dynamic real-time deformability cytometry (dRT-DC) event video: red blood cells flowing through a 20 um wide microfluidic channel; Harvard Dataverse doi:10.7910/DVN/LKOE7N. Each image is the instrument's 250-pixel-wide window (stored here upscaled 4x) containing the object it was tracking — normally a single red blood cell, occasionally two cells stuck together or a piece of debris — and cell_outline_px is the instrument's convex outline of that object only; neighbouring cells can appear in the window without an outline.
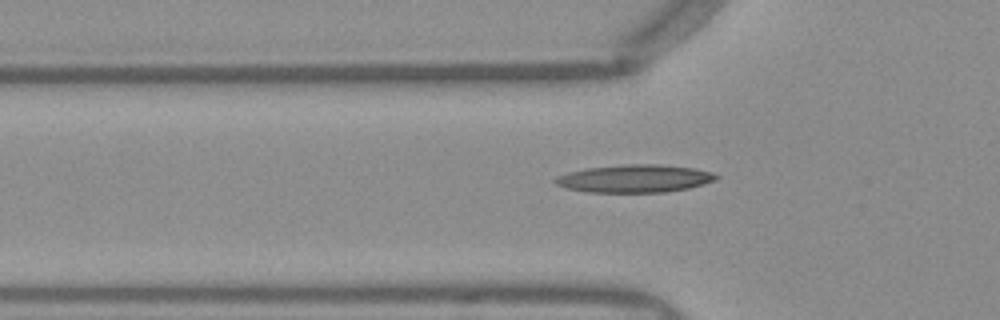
{"species": "Egyptian fruit bat (a non-hibernating species)", "species_latin": "Rousettus aegyptiacus", "temperature_condition": "warm", "stored_images_in_passage": 35, "camera_frame_rate_fps": 3000, "um_per_image_px": 0.085, "frame": {"image": 1, "passage_image": 5, "time_ms": 1.333, "image_size_px": [1000, 320], "cell_outline_px": [[720, 176], [716, 180], [704, 184], [688, 188], [664, 192], [588, 192], [568, 188], [556, 184], [552, 180], [556, 176], [568, 172], [588, 168], [624, 164], [660, 164], [692, 168], [712, 172]], "centroid_in_image_um": [53.95, 15.17], "position_along_channel_um": 71.8, "area_um2": 26.01}}
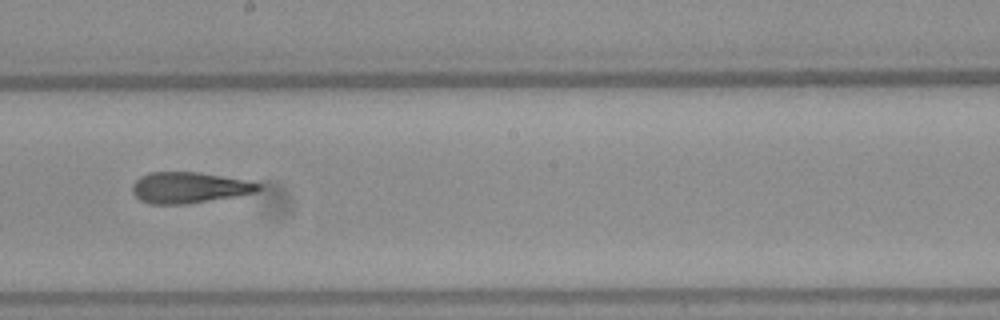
{"frame": {"image": 2, "passage_image": 17, "time_ms": 5.333, "image_size_px": [1000, 320], "cell_outline_px": [[264, 188], [256, 192], [236, 196], [188, 204], [148, 204], [140, 200], [132, 192], [132, 184], [140, 176], [148, 172], [200, 172], [244, 180], [260, 184]], "centroid_in_image_um": [16.05, 15.95], "position_along_channel_um": 232.1, "area_um2": 22.89}}
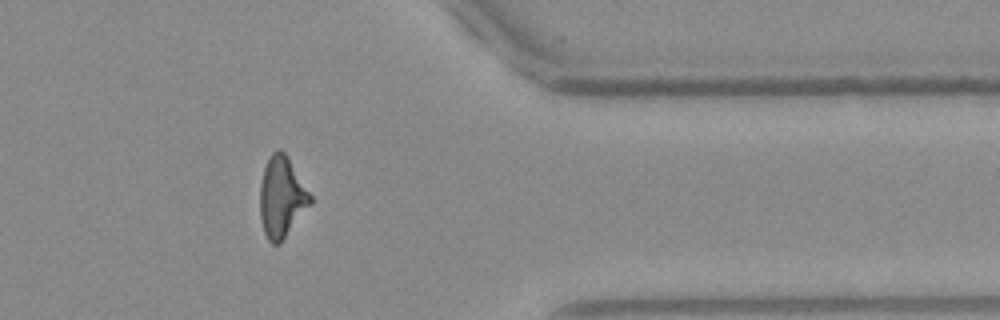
{"frame": {"image": 3, "passage_image": 30, "time_ms": 9.667, "image_size_px": [1000, 320], "cell_outline_px": [[312, 204], [280, 244], [272, 244], [268, 240], [264, 232], [260, 220], [260, 184], [264, 168], [272, 152], [276, 148], [280, 148], [288, 156], [312, 196]], "centroid_in_image_um": [23.95, 16.76], "position_along_channel_um": 387.4, "area_um2": 23.99}}